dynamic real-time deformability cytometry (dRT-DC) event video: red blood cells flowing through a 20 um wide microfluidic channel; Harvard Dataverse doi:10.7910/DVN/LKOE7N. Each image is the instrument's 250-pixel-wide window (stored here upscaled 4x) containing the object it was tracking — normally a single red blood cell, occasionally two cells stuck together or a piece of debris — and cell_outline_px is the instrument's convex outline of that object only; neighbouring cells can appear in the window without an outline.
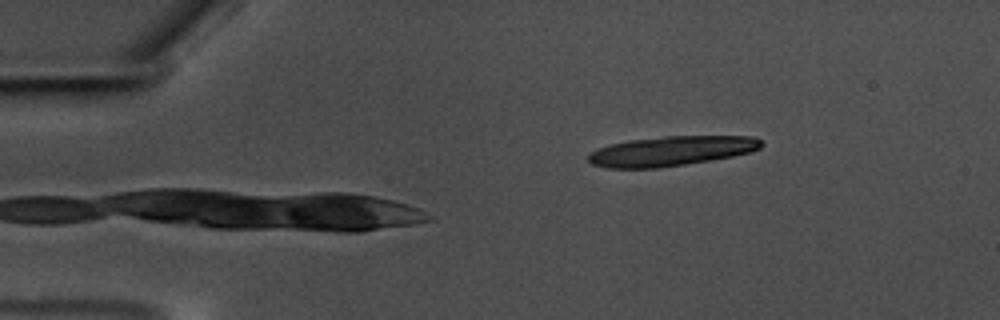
{"species": "common noctule bat (a hibernating species)", "species_latin": "Nyctalus noctula", "temperature_condition": "warm", "stored_images_in_passage": 4, "camera_frame_rate_fps": 3000, "um_per_image_px": 0.085, "animal": {"sex": "male", "body_mass_g": 17.5, "forearm_length_mm": 52.3}, "frame": {"image": 1, "passage_image": 4, "time_ms": 1.0, "image_size_px": [1000, 320], "cell_outline_px": [[764, 144], [760, 148], [752, 152], [732, 156], [684, 164], [656, 168], [608, 168], [592, 164], [588, 160], [588, 152], [612, 144], [628, 140], [664, 136], [752, 136], [760, 140]], "centroid_in_image_um": [57.05, 12.83], "position_along_channel_um": 28.0, "area_um2": 29.82}}